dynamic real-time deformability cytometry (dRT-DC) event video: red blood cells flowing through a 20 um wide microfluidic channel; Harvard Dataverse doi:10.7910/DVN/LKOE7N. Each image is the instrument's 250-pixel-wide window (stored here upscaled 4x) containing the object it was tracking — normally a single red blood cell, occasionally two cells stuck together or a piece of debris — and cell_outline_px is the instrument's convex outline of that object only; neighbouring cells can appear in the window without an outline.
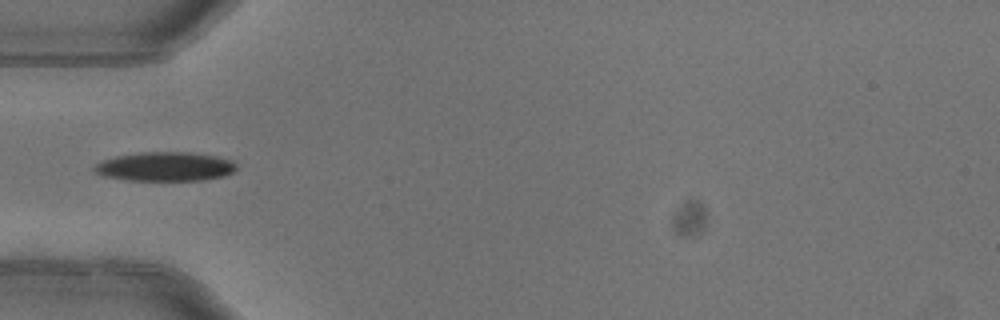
{"species": "common noctule bat (a hibernating species)", "species_latin": "Nyctalus noctula", "temperature_condition": "warm", "stored_images_in_passage": 5, "camera_frame_rate_fps": 3000, "um_per_image_px": 0.085, "animal": {"sex": "female"}, "frame": {"image": 1, "passage_image": 4, "time_ms": 1.0, "image_size_px": [1000, 320], "cell_outline_px": [[236, 168], [232, 172], [224, 176], [204, 180], [128, 180], [104, 176], [96, 172], [92, 168], [96, 164], [104, 160], [116, 156], [140, 152], [188, 152], [216, 156], [232, 160], [236, 164]], "centroid_in_image_um": [14.05, 14.15], "position_along_channel_um": 71.0, "area_um2": 23.99}}